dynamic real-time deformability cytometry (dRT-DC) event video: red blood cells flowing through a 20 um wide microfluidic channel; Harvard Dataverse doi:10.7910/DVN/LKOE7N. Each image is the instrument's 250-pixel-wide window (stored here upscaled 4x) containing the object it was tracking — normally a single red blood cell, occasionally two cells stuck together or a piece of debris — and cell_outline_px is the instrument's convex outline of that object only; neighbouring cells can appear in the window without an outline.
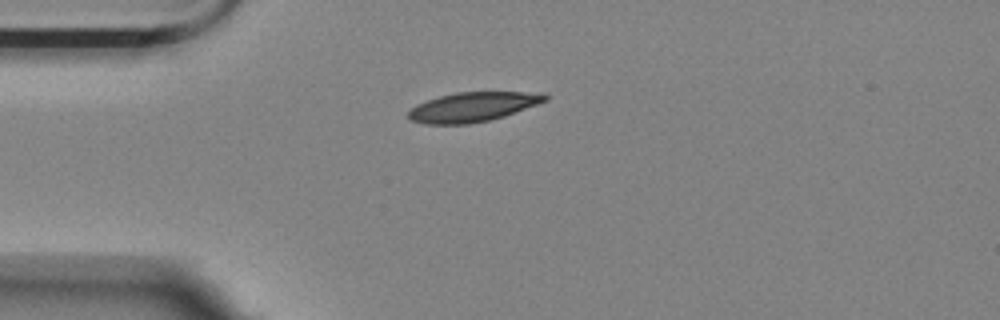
{"species": "Egyptian fruit bat (a non-hibernating species)", "species_latin": "Rousettus aegyptiacus", "temperature_condition": "room temperature", "stored_images_in_passage": 5, "camera_frame_rate_fps": 3000, "um_per_image_px": 0.085, "animal": {"sex": "female"}, "frame": {"image": 1, "passage_image": 5, "time_ms": 1.333, "image_size_px": [1000, 320], "cell_outline_px": [[548, 100], [504, 116], [488, 120], [468, 124], [424, 124], [412, 120], [408, 116], [408, 112], [416, 104], [440, 96], [456, 92], [544, 92], [548, 96]], "centroid_in_image_um": [40.2, 9.08], "position_along_channel_um": 44.8, "area_um2": 23.35}}